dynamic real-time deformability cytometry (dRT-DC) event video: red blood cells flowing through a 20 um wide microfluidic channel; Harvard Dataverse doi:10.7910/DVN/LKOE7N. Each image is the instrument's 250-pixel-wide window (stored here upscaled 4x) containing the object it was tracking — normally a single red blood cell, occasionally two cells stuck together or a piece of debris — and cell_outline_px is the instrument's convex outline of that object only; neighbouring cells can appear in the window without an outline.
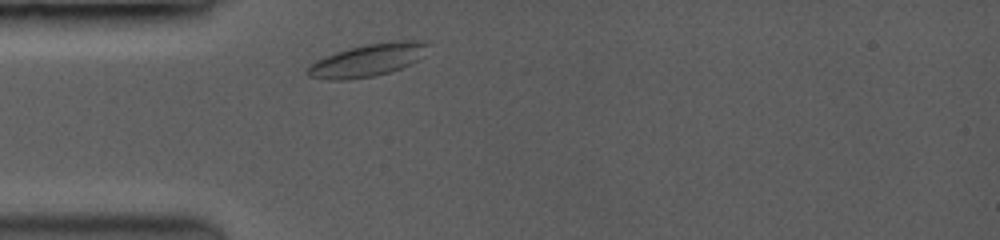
{"species": "common noctule bat (a hibernating species)", "species_latin": "Nyctalus noctula", "temperature_condition": "room temperature", "stored_images_in_passage": 19, "camera_frame_rate_fps": 3500, "um_per_image_px": 0.085, "animal": {"sex": "female", "body_mass_g": 19.0, "forearm_length_mm": 53.3}, "frame": {"image": 1, "passage_image": 1, "time_ms": 0.0, "image_size_px": [1000, 240], "cell_outline_px": [[428, 44], [416, 60], [400, 68], [388, 72], [372, 76], [344, 80], [332, 80], [308, 76], [304, 72], [316, 60], [324, 56], [348, 48], [368, 44], [392, 40], [420, 40]], "centroid_in_image_um": [31.17, 5.11], "position_along_channel_um": 53.8, "area_um2": 22.37}}
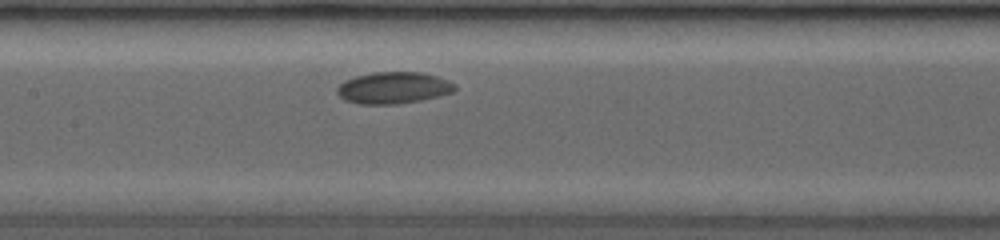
{"frame": {"image": 2, "passage_image": 8, "time_ms": 3.429, "image_size_px": [1000, 240], "cell_outline_px": [[456, 88], [452, 92], [436, 96], [396, 104], [364, 104], [348, 100], [340, 96], [336, 92], [336, 88], [344, 80], [356, 76], [372, 72], [420, 72], [436, 76], [448, 80], [456, 84]], "centroid_in_image_um": [33.43, 7.44], "position_along_channel_um": 174.0, "area_um2": 21.39}}
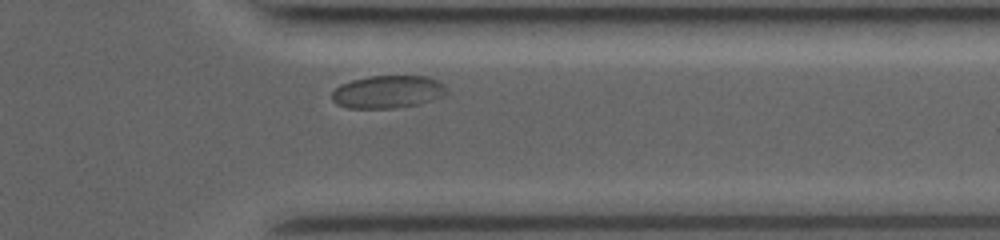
{"frame": {"image": 3, "passage_image": 17, "time_ms": 8.857, "image_size_px": [1000, 240], "cell_outline_px": [[448, 92], [444, 96], [420, 104], [392, 108], [348, 108], [336, 104], [332, 100], [332, 92], [340, 84], [352, 80], [372, 76], [424, 76], [436, 80], [444, 84], [448, 88]], "centroid_in_image_um": [32.98, 7.81], "position_along_channel_um": 378.4, "area_um2": 21.96}, "authors_computed_cell_mechanics": {"area_um2": 21.386, "velocity_mm_per_s": 3.7134, "shape_relaxation_time_tau1_ms": 3.2857, "shape_relaxation_time_tau2_ms": null, "deformation_change_tau1": 0.0519, "deformation_change_tau2": null}}